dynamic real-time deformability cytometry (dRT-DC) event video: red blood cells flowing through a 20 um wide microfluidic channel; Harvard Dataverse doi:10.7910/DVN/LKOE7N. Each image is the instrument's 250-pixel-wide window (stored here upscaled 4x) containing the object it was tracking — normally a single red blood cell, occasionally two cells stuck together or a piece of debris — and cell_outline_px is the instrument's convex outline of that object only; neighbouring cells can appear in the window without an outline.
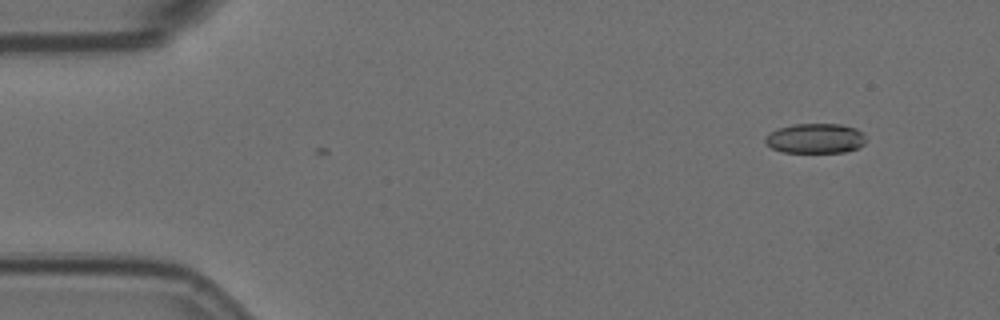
{"species": "Egyptian fruit bat (a non-hibernating species)", "species_latin": "Rousettus aegyptiacus", "temperature_condition": "room temperature", "stored_images_in_passage": 6, "camera_frame_rate_fps": 3000, "um_per_image_px": 0.085, "animal": {"sex": "female"}, "frame": {"image": 1, "passage_image": 2, "time_ms": 0.333, "image_size_px": [1000, 320], "cell_outline_px": [[868, 140], [860, 148], [844, 152], [784, 152], [772, 148], [764, 140], [764, 136], [780, 128], [792, 124], [840, 124], [856, 128], [864, 132]], "centroid_in_image_um": [69.38, 11.76], "position_along_channel_um": 15.6, "area_um2": 17.69}}
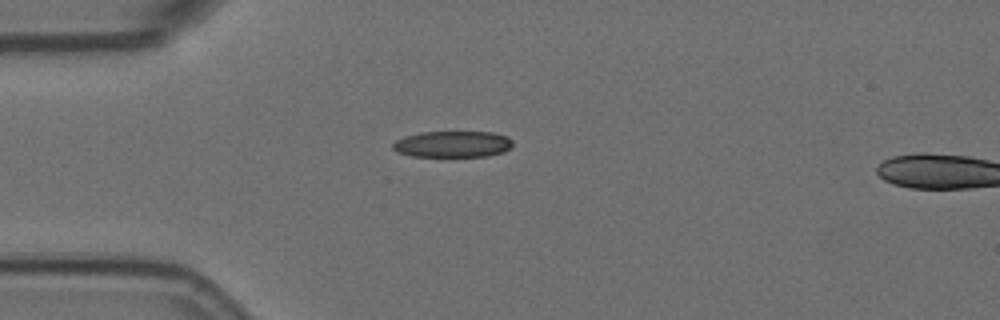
{"frame": {"image": 2, "passage_image": 5, "time_ms": 1.333, "image_size_px": [1000, 320], "cell_outline_px": [[512, 148], [504, 152], [488, 156], [412, 156], [396, 152], [392, 148], [392, 144], [396, 140], [404, 136], [420, 132], [492, 132], [508, 136], [512, 140]], "centroid_in_image_um": [38.49, 12.25], "position_along_channel_um": 46.5, "area_um2": 18.55}}